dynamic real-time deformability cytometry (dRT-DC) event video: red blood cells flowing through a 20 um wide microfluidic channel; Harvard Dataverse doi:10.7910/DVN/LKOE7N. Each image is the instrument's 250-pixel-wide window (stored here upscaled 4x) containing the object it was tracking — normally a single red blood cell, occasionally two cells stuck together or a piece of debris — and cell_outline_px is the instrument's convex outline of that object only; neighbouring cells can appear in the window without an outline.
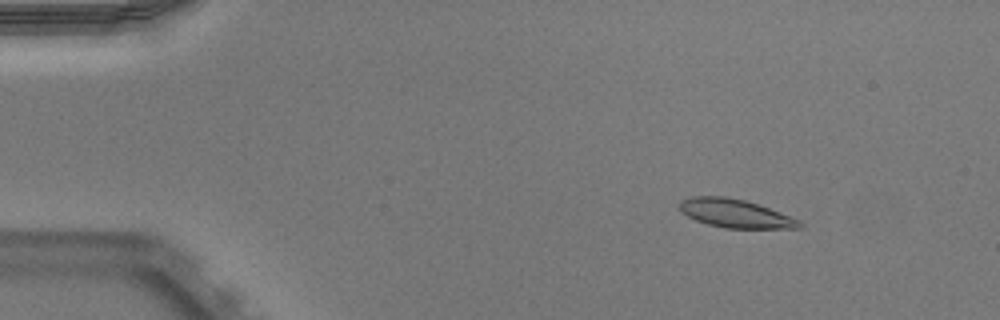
{"species": "Egyptian fruit bat (a non-hibernating species)", "species_latin": "Rousettus aegyptiacus", "temperature_condition": "warm", "stored_images_in_passage": 51, "camera_frame_rate_fps": 3000, "um_per_image_px": 0.085, "animal": {"sex": "male"}, "frame": {"image": 1, "passage_image": 7, "time_ms": 2.0, "image_size_px": [1000, 320], "cell_outline_px": [[804, 224], [800, 228], [724, 228], [708, 224], [696, 220], [680, 212], [676, 208], [680, 200], [692, 196], [724, 196], [744, 200], [768, 208], [800, 220]], "centroid_in_image_um": [62.43, 18.14], "position_along_channel_um": 22.6, "area_um2": 19.88}}
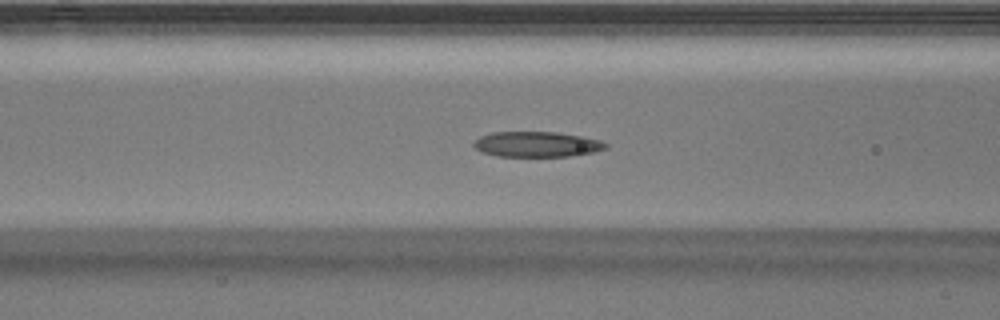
{"frame": {"image": 2, "passage_image": 21, "time_ms": 6.667, "image_size_px": [1000, 320], "cell_outline_px": [[608, 148], [592, 152], [568, 156], [500, 156], [484, 152], [476, 148], [472, 144], [480, 136], [492, 132], [556, 132], [584, 136], [600, 140], [608, 144]], "centroid_in_image_um": [45.66, 12.25], "position_along_channel_um": 120.9, "area_um2": 19.36}}
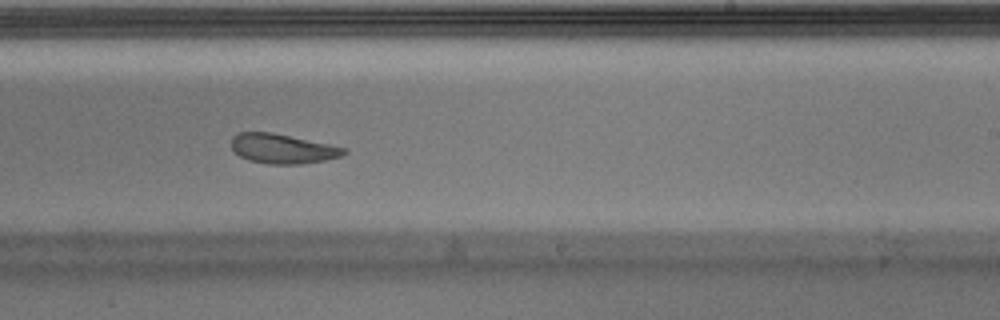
{"frame": {"image": 3, "passage_image": 32, "time_ms": 10.333, "image_size_px": [1000, 320], "cell_outline_px": [[348, 152], [340, 156], [324, 160], [300, 164], [268, 164], [248, 160], [240, 156], [232, 148], [232, 136], [240, 132], [272, 132], [348, 148]], "centroid_in_image_um": [24.02, 12.64], "position_along_channel_um": 265.0, "area_um2": 19.36}, "authors_computed_cell_mechanics": {"area_um2": 19.8832, "velocity_mm_per_s": 3.9251, "shape_relaxation_time_tau1_ms": 6.6159, "shape_relaxation_time_tau2_ms": 2.8043, "deformation_change_tau1": 0.1938, "deformation_change_tau2": 0.0895}}